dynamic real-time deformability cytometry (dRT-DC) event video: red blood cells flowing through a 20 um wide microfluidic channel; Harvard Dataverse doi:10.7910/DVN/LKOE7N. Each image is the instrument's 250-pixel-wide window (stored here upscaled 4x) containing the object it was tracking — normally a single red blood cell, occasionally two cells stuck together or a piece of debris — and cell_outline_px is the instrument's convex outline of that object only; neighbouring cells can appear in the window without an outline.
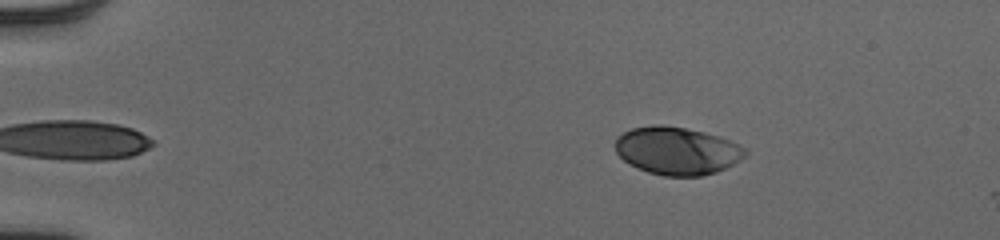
{"species": "human", "species_latin": "Homo sapiens", "temperature_condition": "cold", "stored_images_in_passage": 45, "camera_frame_rate_fps": 3000, "um_per_image_px": 0.085, "donor": {"sex": "male"}, "frame": {"image": 1, "passage_image": 2, "time_ms": 0.333, "image_size_px": [1000, 240], "cell_outline_px": [[748, 152], [740, 160], [716, 172], [700, 176], [664, 176], [648, 172], [624, 160], [616, 152], [616, 140], [624, 132], [632, 128], [656, 124], [660, 124], [684, 128], [704, 132], [728, 140], [748, 148]], "centroid_in_image_um": [57.57, 12.81], "position_along_channel_um": 27.4, "area_um2": 35.78}}
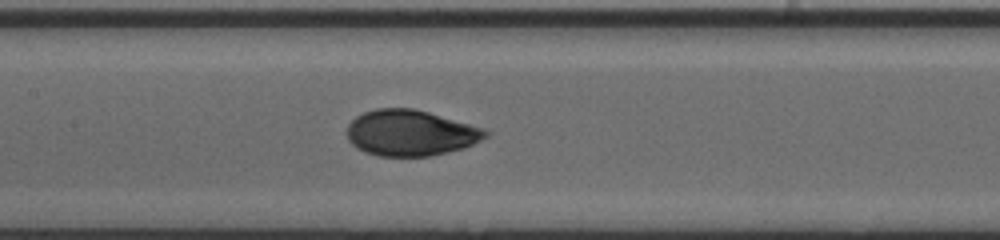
{"frame": {"image": 2, "passage_image": 20, "time_ms": 6.333, "image_size_px": [1000, 240], "cell_outline_px": [[488, 136], [464, 148], [432, 156], [380, 156], [364, 152], [356, 148], [348, 140], [348, 124], [356, 116], [364, 112], [376, 108], [412, 108], [428, 112], [484, 128], [488, 132]], "centroid_in_image_um": [34.88, 11.3], "position_along_channel_um": 172.5, "area_um2": 36.99}}
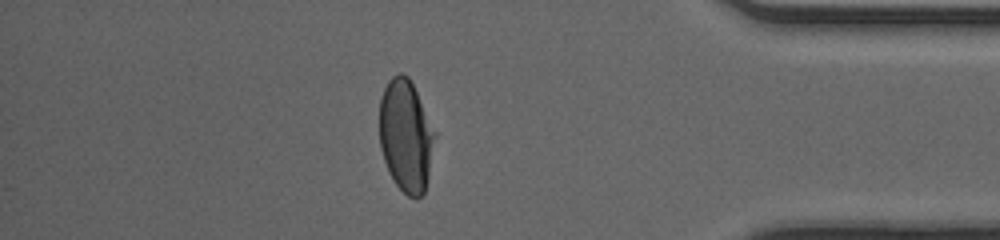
{"frame": {"image": 3, "passage_image": 39, "time_ms": 12.667, "image_size_px": [1000, 240], "cell_outline_px": [[436, 136], [428, 176], [424, 192], [420, 196], [408, 196], [396, 184], [388, 172], [380, 148], [380, 100], [384, 88], [388, 80], [392, 76], [400, 72], [408, 76], [436, 132]], "centroid_in_image_um": [34.49, 11.52], "position_along_channel_um": 400.7, "area_um2": 35.95}, "authors_computed_cell_mechanics": {"area_um2": 36.9342, "velocity_mm_per_s": 4.0192, "shape_relaxation_time_tau1_ms": 3.838, "shape_relaxation_time_tau2_ms": null, "deformation_change_tau1": 0.1574, "deformation_change_tau2": null}}